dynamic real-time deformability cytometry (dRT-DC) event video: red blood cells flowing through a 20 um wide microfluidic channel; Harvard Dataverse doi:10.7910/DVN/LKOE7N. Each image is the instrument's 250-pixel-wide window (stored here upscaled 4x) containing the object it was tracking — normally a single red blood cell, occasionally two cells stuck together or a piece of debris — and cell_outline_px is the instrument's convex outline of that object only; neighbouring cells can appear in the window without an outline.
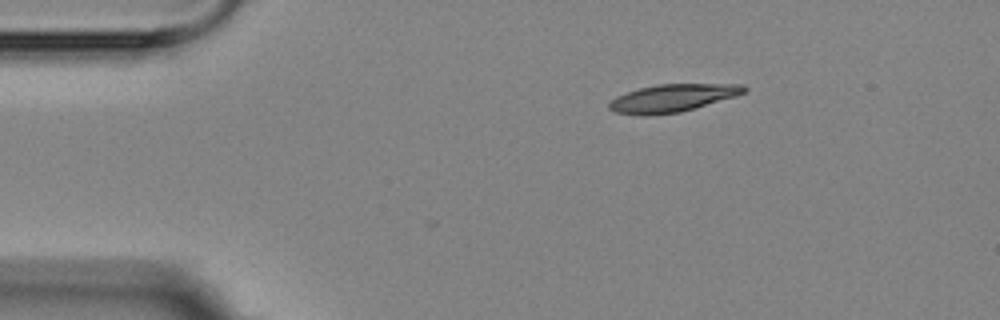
{"species": "Egyptian fruit bat (a non-hibernating species)", "species_latin": "Rousettus aegyptiacus", "temperature_condition": "room temperature", "stored_images_in_passage": 2, "camera_frame_rate_fps": 3000, "um_per_image_px": 0.085, "animal": {"sex": "female"}, "frame": {"image": 1, "passage_image": 1, "time_ms": 0.0, "image_size_px": [1000, 320], "cell_outline_px": [[748, 92], [736, 96], [680, 112], [648, 116], [640, 116], [612, 112], [608, 108], [608, 104], [616, 96], [640, 88], [656, 84], [744, 84], [748, 88]], "centroid_in_image_um": [57.16, 8.34], "position_along_channel_um": 27.8, "area_um2": 21.96}}